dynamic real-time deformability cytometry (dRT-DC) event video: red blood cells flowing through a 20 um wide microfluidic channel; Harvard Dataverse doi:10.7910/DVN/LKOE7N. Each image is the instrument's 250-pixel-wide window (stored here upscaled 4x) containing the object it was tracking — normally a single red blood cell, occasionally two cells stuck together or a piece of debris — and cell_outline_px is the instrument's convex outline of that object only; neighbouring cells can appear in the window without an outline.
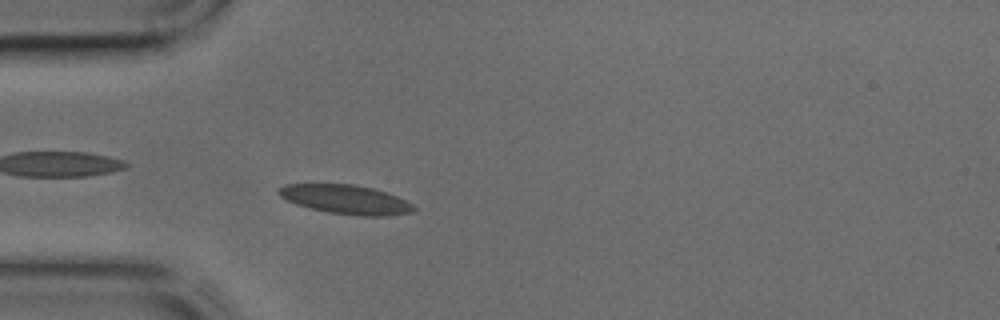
{"species": "common noctule bat (a hibernating species)", "species_latin": "Nyctalus noctula", "temperature_condition": "cold", "stored_images_in_passage": 43, "camera_frame_rate_fps": 3000, "um_per_image_px": 0.085, "animal": {"sex": "male", "body_mass_g": 17.9, "forearm_length_mm": 54.2}, "frame": {"image": 1, "passage_image": 11, "time_ms": 3.333, "image_size_px": [1000, 320], "cell_outline_px": [[416, 208], [412, 212], [388, 216], [360, 216], [328, 212], [296, 204], [280, 196], [276, 192], [276, 188], [284, 184], [356, 184], [372, 188], [396, 196], [412, 204]], "centroid_in_image_um": [29.36, 16.95], "position_along_channel_um": 55.6, "area_um2": 22.83}}
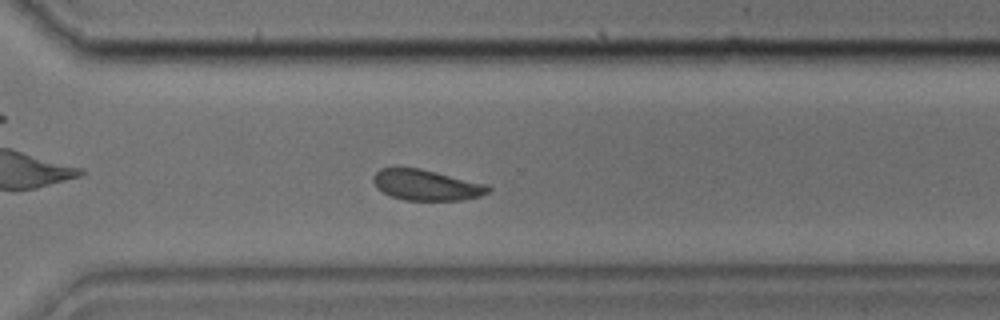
{"frame": {"image": 2, "passage_image": 30, "time_ms": 9.667, "image_size_px": [1000, 320], "cell_outline_px": [[492, 188], [488, 192], [480, 196], [460, 200], [404, 200], [392, 196], [376, 188], [372, 180], [372, 176], [380, 168], [420, 168], [488, 184]], "centroid_in_image_um": [36.24, 15.72], "position_along_channel_um": 334.4, "area_um2": 20.58}}
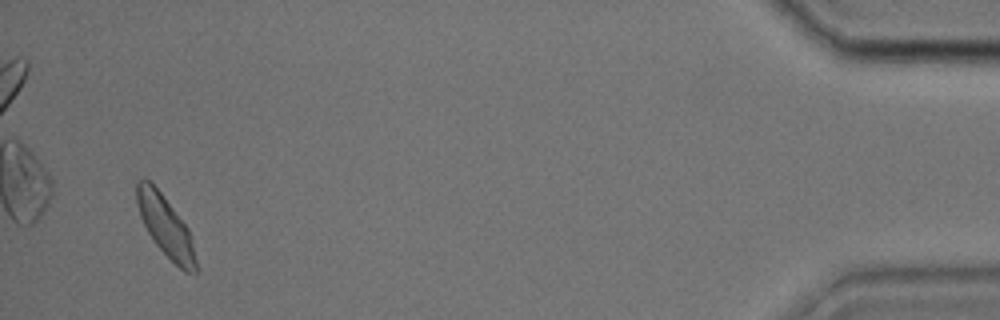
{"frame": {"image": 3, "passage_image": 41, "time_ms": 13.333, "image_size_px": [1000, 320], "cell_outline_px": [[196, 272], [184, 272], [156, 244], [148, 232], [140, 216], [136, 204], [136, 180], [144, 176], [152, 180], [188, 228], [192, 236], [196, 260]], "centroid_in_image_um": [14.04, 19.14], "position_along_channel_um": 421.2, "area_um2": 21.04}}